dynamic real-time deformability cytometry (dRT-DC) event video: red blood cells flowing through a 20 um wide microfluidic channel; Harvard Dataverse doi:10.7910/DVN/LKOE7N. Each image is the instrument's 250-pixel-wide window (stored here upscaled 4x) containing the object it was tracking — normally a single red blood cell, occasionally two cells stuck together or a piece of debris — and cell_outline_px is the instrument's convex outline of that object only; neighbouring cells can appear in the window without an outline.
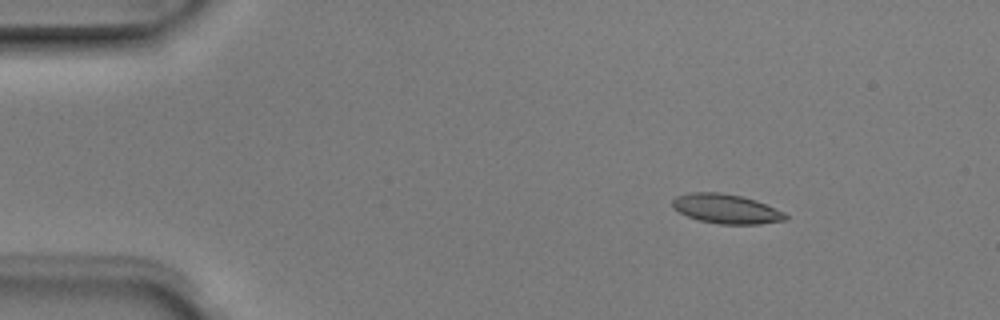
{"species": "Egyptian fruit bat (a non-hibernating species)", "species_latin": "Rousettus aegyptiacus", "temperature_condition": "room temperature", "stored_images_in_passage": 5, "camera_frame_rate_fps": 3000, "um_per_image_px": 0.085, "animal": {"sex": "male"}, "frame": {"image": 1, "passage_image": 2, "time_ms": 0.333, "image_size_px": [1000, 320], "cell_outline_px": [[788, 216], [784, 220], [760, 224], [720, 224], [700, 220], [688, 216], [672, 208], [672, 200], [676, 196], [692, 192], [720, 192], [740, 196], [756, 200], [784, 212]], "centroid_in_image_um": [61.71, 17.74], "position_along_channel_um": 23.3, "area_um2": 19.25}}
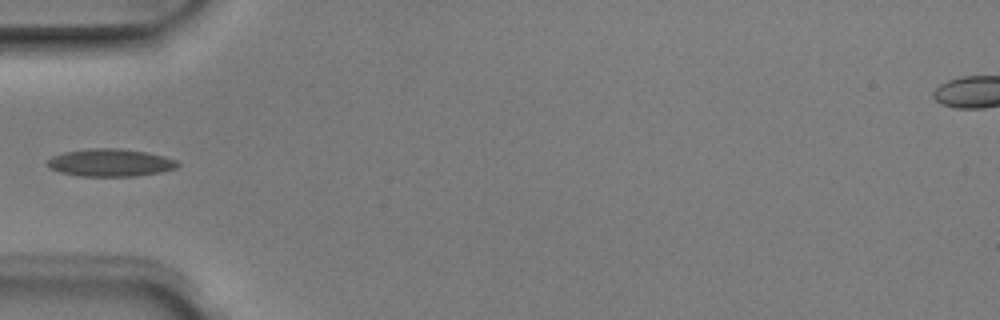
{"frame": {"image": 2, "passage_image": 5, "time_ms": 1.333, "image_size_px": [1000, 320], "cell_outline_px": [[180, 164], [176, 168], [160, 172], [136, 176], [80, 176], [60, 172], [48, 168], [48, 160], [52, 156], [64, 152], [92, 148], [120, 148], [148, 152], [164, 156], [176, 160]], "centroid_in_image_um": [9.39, 13.82], "position_along_channel_um": 75.6, "area_um2": 20.98}}